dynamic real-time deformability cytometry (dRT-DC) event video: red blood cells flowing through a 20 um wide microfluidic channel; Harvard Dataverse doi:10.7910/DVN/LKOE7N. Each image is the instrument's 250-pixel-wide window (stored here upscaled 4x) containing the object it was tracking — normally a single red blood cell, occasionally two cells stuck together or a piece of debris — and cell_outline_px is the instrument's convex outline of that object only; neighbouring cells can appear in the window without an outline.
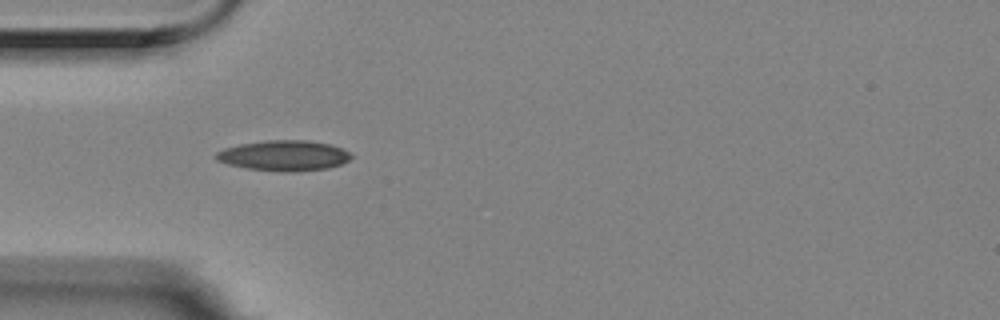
{"species": "Egyptian fruit bat (a non-hibernating species)", "species_latin": "Rousettus aegyptiacus", "temperature_condition": "room temperature", "stored_images_in_passage": 6, "camera_frame_rate_fps": 3000, "um_per_image_px": 0.085, "animal": {"sex": "female"}, "frame": {"image": 1, "passage_image": 1, "time_ms": 0.0, "image_size_px": [1000, 320], "cell_outline_px": [[352, 156], [348, 160], [340, 164], [328, 168], [288, 172], [248, 168], [228, 164], [216, 160], [212, 156], [216, 152], [224, 148], [240, 144], [268, 140], [308, 140], [332, 144], [348, 152]], "centroid_in_image_um": [24.1, 13.21], "position_along_channel_um": 60.9, "area_um2": 23.81}}
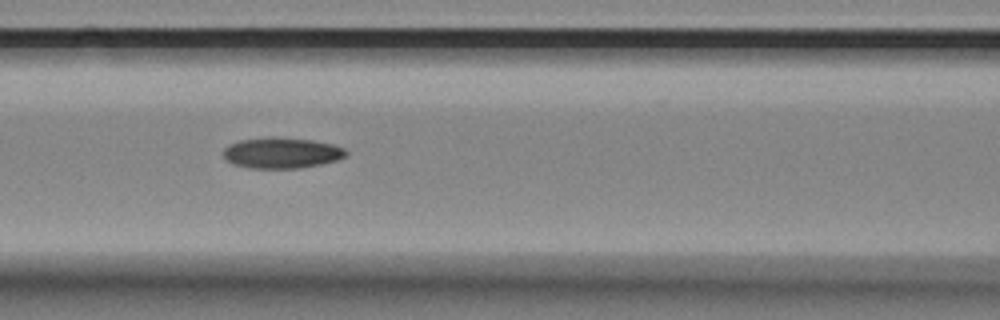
{"frame": {"image": 2, "passage_image": 3, "time_ms": 0.667, "image_size_px": [1000, 320], "cell_outline_px": [[348, 156], [336, 160], [320, 164], [300, 168], [248, 168], [232, 164], [224, 156], [224, 148], [228, 144], [240, 140], [272, 136], [312, 140], [332, 144], [344, 148], [348, 152]], "centroid_in_image_um": [23.94, 12.99], "position_along_channel_um": 142.7, "area_um2": 22.14}}
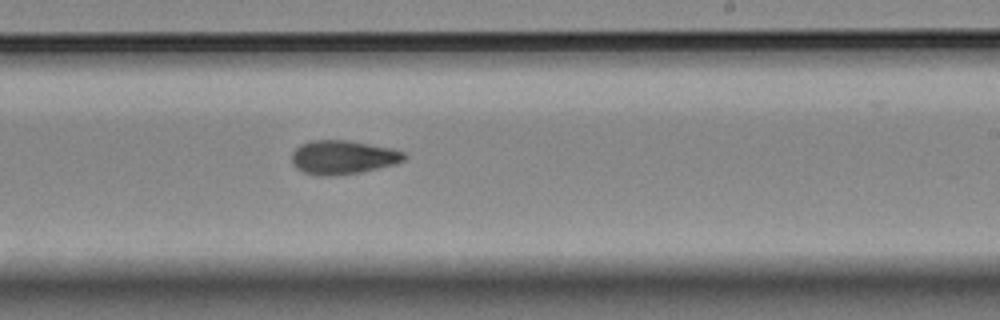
{"frame": {"image": 3, "passage_image": 6, "time_ms": 1.667, "image_size_px": [1000, 320], "cell_outline_px": [[408, 156], [404, 160], [396, 164], [360, 172], [336, 176], [316, 176], [304, 172], [296, 168], [292, 164], [292, 152], [300, 144], [312, 140], [344, 140], [392, 148], [404, 152]], "centroid_in_image_um": [29.13, 13.38], "position_along_channel_um": 259.9, "area_um2": 22.31}}